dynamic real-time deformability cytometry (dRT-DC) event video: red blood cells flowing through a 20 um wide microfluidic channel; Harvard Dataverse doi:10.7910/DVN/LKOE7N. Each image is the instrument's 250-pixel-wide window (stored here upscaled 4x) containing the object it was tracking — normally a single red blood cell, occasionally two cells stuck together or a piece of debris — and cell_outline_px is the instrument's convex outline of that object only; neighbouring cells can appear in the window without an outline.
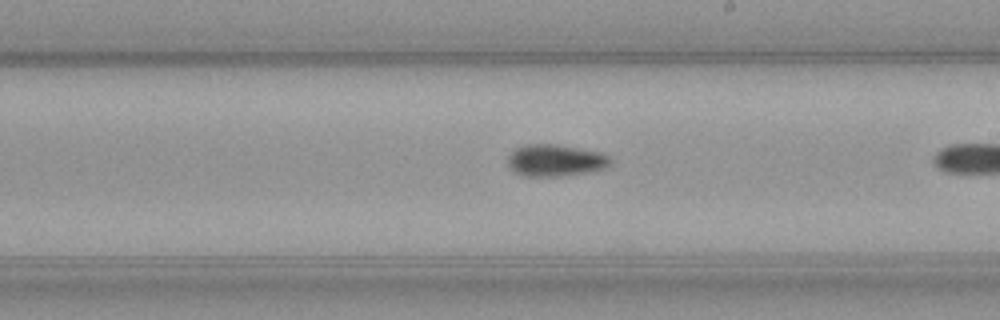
{"species": "common noctule bat (a hibernating species)", "species_latin": "Nyctalus noctula", "temperature_condition": "warm", "stored_images_in_passage": 31, "camera_frame_rate_fps": 3000, "um_per_image_px": 0.085, "animal": {"sex": "female", "body_mass_g": 21.9}, "frame": {"image": 1, "passage_image": 26, "time_ms": 8.333, "image_size_px": [1000, 320], "cell_outline_px": [[612, 164], [608, 168], [588, 172], [560, 176], [524, 176], [508, 168], [508, 156], [516, 148], [524, 144], [556, 144], [600, 152], [608, 156], [612, 160]], "centroid_in_image_um": [47.22, 13.63], "position_along_channel_um": 241.8, "area_um2": 19.19}}